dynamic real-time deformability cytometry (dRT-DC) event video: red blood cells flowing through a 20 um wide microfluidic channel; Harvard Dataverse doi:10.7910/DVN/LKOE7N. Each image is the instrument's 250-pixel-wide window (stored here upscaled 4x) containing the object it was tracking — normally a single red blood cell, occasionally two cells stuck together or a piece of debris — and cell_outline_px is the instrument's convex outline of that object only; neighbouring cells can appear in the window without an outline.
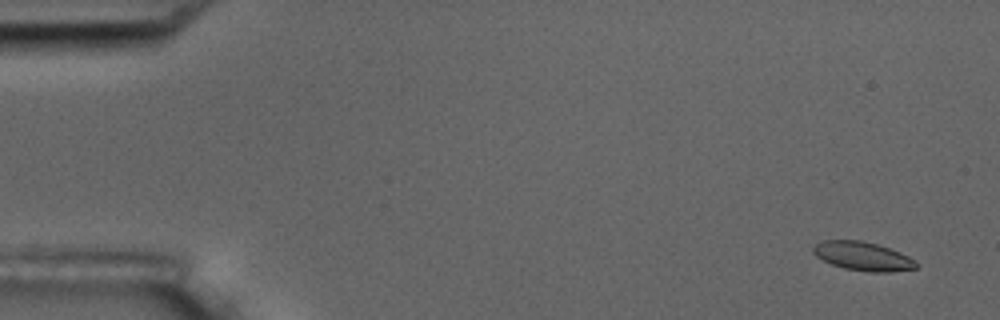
{"species": "common noctule bat (a hibernating species)", "species_latin": "Nyctalus noctula", "temperature_condition": "room temperature", "stored_images_in_passage": 6, "camera_frame_rate_fps": 3000, "um_per_image_px": 0.085, "animal": {"sex": "male", "body_mass_g": 17.5, "forearm_length_mm": 52.3}, "frame": {"image": 1, "passage_image": 2, "time_ms": 1.0, "image_size_px": [1000, 320], "cell_outline_px": [[920, 264], [916, 268], [892, 272], [872, 272], [844, 268], [832, 264], [816, 256], [812, 252], [812, 248], [816, 244], [824, 240], [860, 240], [876, 244], [900, 252], [916, 260]], "centroid_in_image_um": [73.37, 21.78], "position_along_channel_um": 11.6, "area_um2": 17.22}}
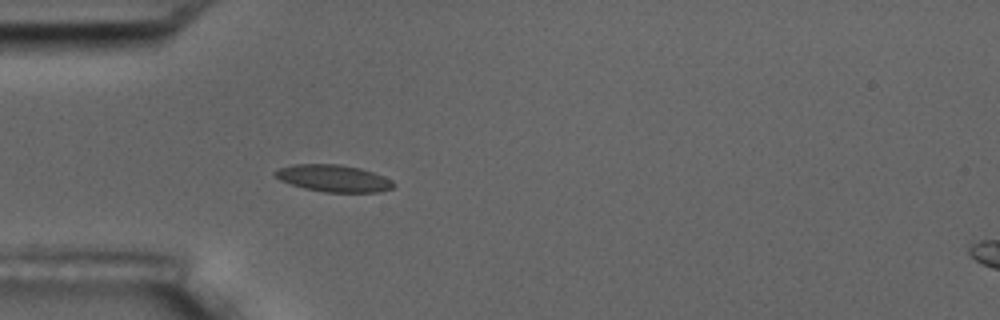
{"frame": {"image": 2, "passage_image": 6, "time_ms": 5.667, "image_size_px": [1000, 320], "cell_outline_px": [[396, 184], [392, 188], [380, 192], [324, 192], [304, 188], [280, 180], [272, 172], [280, 168], [296, 164], [340, 164], [360, 168], [384, 176], [392, 180]], "centroid_in_image_um": [28.38, 15.15], "position_along_channel_um": 56.6, "area_um2": 18.55}}